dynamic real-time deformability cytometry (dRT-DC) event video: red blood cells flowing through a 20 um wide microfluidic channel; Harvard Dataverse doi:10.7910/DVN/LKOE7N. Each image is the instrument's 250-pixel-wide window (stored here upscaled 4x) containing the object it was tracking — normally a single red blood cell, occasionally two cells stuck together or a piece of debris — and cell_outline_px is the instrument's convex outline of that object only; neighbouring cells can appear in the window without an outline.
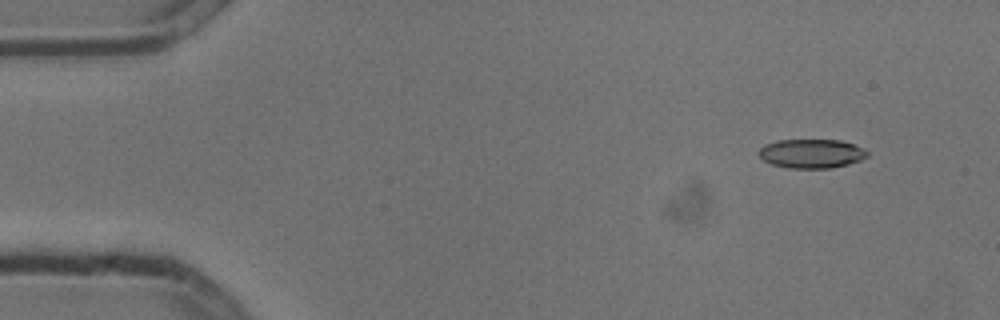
{"species": "common noctule bat (a hibernating species)", "species_latin": "Nyctalus noctula", "temperature_condition": "cold", "stored_images_in_passage": 5, "camera_frame_rate_fps": 3000, "um_per_image_px": 0.085, "animal": {"sex": "male", "body_mass_g": 13.3}, "frame": {"image": 1, "passage_image": 2, "time_ms": 0.333, "image_size_px": [1000, 320], "cell_outline_px": [[868, 156], [860, 160], [848, 164], [832, 168], [792, 168], [772, 164], [764, 160], [756, 152], [764, 144], [776, 140], [840, 140], [852, 144], [868, 152]], "centroid_in_image_um": [68.94, 13.05], "position_along_channel_um": 16.1, "area_um2": 18.26}}
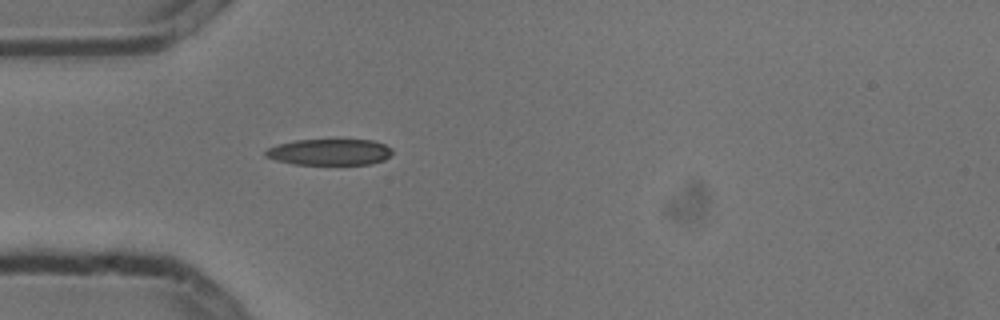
{"frame": {"image": 2, "passage_image": 5, "time_ms": 1.333, "image_size_px": [1000, 320], "cell_outline_px": [[392, 152], [384, 160], [372, 164], [292, 164], [276, 160], [264, 156], [264, 152], [268, 148], [280, 144], [296, 140], [372, 140], [384, 144], [392, 148]], "centroid_in_image_um": [28.01, 12.93], "position_along_channel_um": 57.0, "area_um2": 19.25}}